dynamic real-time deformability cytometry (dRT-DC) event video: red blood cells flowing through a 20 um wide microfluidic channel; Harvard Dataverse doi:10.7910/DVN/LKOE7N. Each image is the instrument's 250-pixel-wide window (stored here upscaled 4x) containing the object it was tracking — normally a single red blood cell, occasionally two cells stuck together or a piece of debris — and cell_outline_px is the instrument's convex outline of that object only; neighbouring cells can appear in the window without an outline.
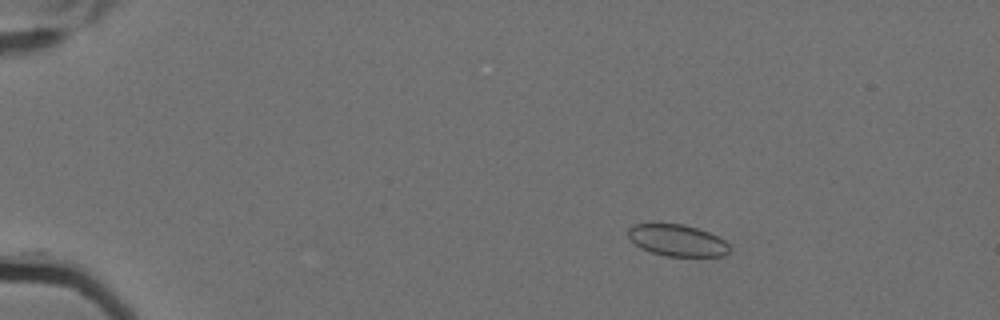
{"species": "Egyptian fruit bat (a non-hibernating species)", "species_latin": "Rousettus aegyptiacus", "temperature_condition": "cold", "stored_images_in_passage": 8, "camera_frame_rate_fps": 3000, "um_per_image_px": 0.085, "animal": {"sex": "female"}, "frame": {"image": 1, "passage_image": 4, "time_ms": 1.0, "image_size_px": [1000, 320], "cell_outline_px": [[732, 248], [724, 256], [664, 256], [640, 248], [628, 236], [628, 228], [632, 224], [684, 224], [708, 232], [724, 240]], "centroid_in_image_um": [57.57, 20.44], "position_along_channel_um": 27.4, "area_um2": 18.61}}
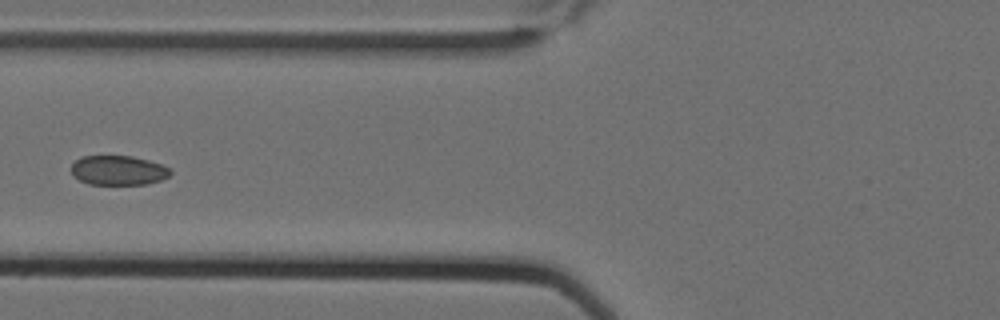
{"frame": {"image": 2, "passage_image": 8, "time_ms": 2.333, "image_size_px": [1000, 320], "cell_outline_px": [[172, 172], [168, 176], [160, 180], [148, 184], [88, 184], [72, 176], [72, 164], [80, 156], [132, 156], [148, 160], [160, 164], [168, 168]], "centroid_in_image_um": [10.03, 14.48], "position_along_channel_um": 115.8, "area_um2": 16.99}}